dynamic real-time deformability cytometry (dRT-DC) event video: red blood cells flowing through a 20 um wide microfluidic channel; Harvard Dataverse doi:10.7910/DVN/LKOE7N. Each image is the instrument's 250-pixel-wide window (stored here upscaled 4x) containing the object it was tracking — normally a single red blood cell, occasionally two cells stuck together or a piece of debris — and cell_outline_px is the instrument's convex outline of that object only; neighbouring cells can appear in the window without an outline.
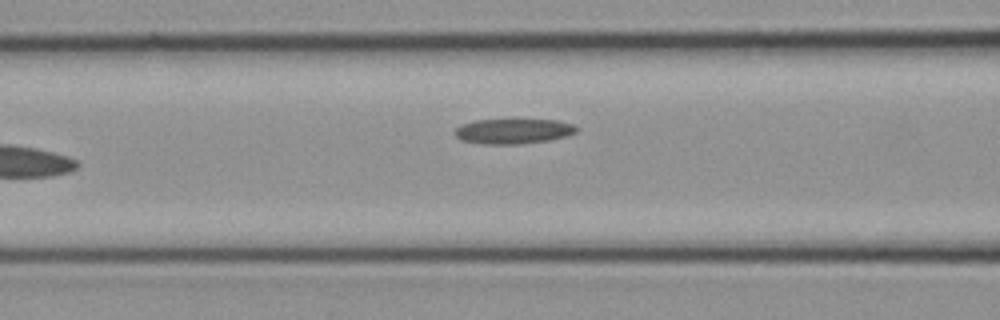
{"species": "common noctule bat (a hibernating species)", "species_latin": "Nyctalus noctula", "temperature_condition": "cold", "stored_images_in_passage": 12, "camera_frame_rate_fps": 3000, "um_per_image_px": 0.085, "animal": {"sex": "female", "body_mass_g": 21.9}, "frame": {"image": 1, "passage_image": 12, "time_ms": 3.667, "image_size_px": [1000, 320], "cell_outline_px": [[580, 128], [576, 132], [568, 136], [552, 140], [524, 144], [484, 144], [460, 140], [452, 132], [456, 128], [464, 124], [476, 120], [556, 120], [572, 124]], "centroid_in_image_um": [43.66, 11.17], "position_along_channel_um": 122.9, "area_um2": 17.92}}